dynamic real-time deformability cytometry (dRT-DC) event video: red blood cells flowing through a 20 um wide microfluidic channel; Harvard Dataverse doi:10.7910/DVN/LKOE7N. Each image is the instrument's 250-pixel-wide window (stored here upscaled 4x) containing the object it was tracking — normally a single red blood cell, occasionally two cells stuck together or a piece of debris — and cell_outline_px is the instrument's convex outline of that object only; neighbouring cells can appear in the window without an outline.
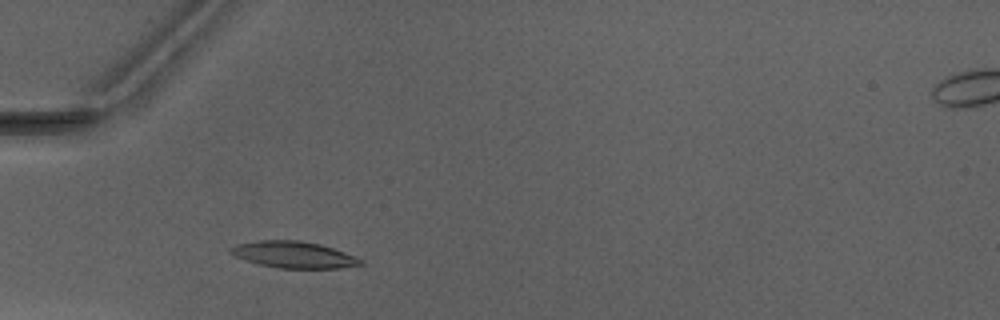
{"species": "Egyptian fruit bat (a non-hibernating species)", "species_latin": "Rousettus aegyptiacus", "temperature_condition": "warm", "stored_images_in_passage": 30, "camera_frame_rate_fps": 3000, "um_per_image_px": 0.085, "animal": {"sex": "male"}, "frame": {"image": 1, "passage_image": 5, "time_ms": 1.333, "image_size_px": [1000, 320], "cell_outline_px": [[364, 264], [340, 268], [276, 268], [244, 260], [232, 256], [228, 252], [228, 248], [236, 244], [256, 240], [300, 240], [320, 244], [344, 252], [364, 260]], "centroid_in_image_um": [24.9, 21.64], "position_along_channel_um": 60.1, "area_um2": 20.35}}
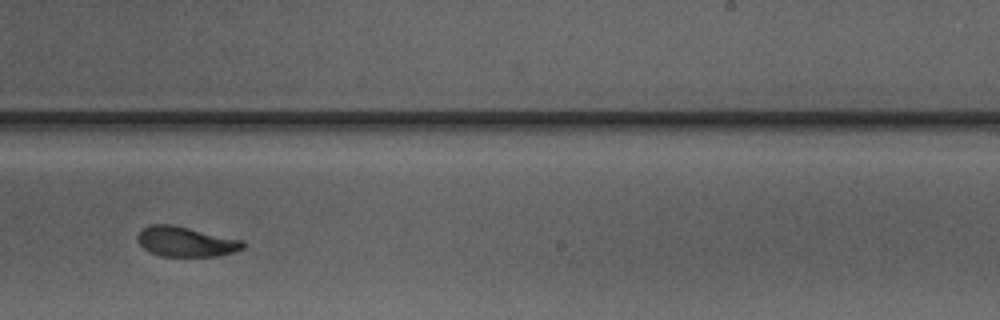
{"frame": {"image": 2, "passage_image": 21, "time_ms": 6.667, "image_size_px": [1000, 320], "cell_outline_px": [[244, 248], [232, 252], [216, 256], [160, 256], [148, 252], [136, 240], [136, 236], [140, 228], [148, 224], [172, 224], [244, 240]], "centroid_in_image_um": [15.73, 20.52], "position_along_channel_um": 273.3, "area_um2": 18.67}}
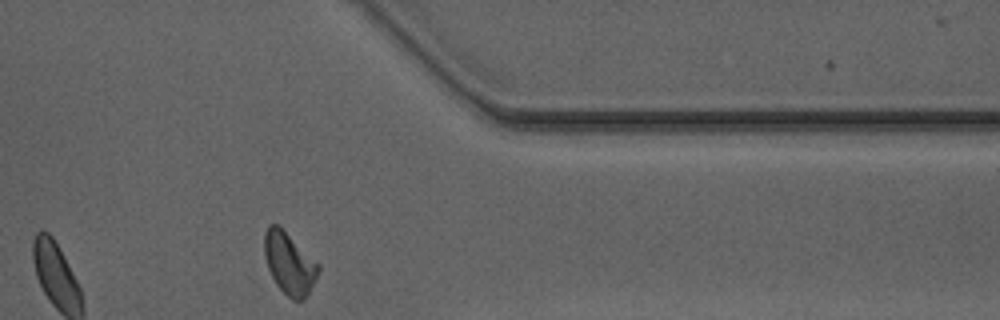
{"frame": {"image": 3, "passage_image": 30, "time_ms": 9.667, "image_size_px": [1000, 320], "cell_outline_px": [[320, 268], [304, 300], [292, 300], [276, 284], [268, 268], [264, 252], [264, 232], [268, 224], [276, 224], [320, 264]], "centroid_in_image_um": [24.57, 22.38], "position_along_channel_um": 386.8, "area_um2": 18.96}, "authors_computed_cell_mechanics": {"area_um2": 19.2185, "velocity_mm_per_s": 4.1288, "shape_relaxation_time_tau1_ms": 5.2213, "shape_relaxation_time_tau2_ms": 1.8446, "deformation_change_tau1": 0.1688, "deformation_change_tau2": 0.0802}}